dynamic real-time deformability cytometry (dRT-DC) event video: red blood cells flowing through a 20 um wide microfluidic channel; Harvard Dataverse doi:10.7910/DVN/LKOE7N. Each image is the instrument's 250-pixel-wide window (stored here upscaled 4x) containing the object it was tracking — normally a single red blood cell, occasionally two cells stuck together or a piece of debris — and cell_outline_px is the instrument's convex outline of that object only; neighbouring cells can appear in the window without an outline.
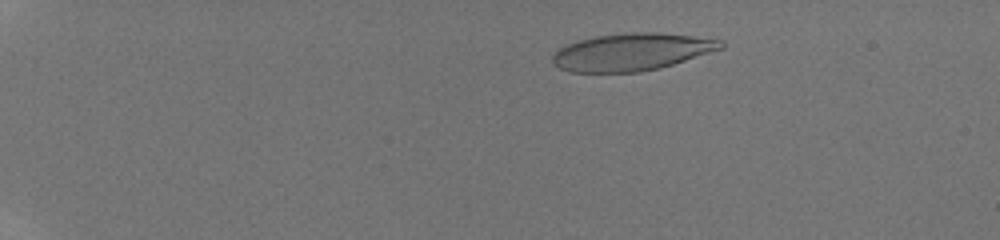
{"species": "human", "species_latin": "Homo sapiens", "temperature_condition": "room temperature", "stored_images_in_passage": 35, "camera_frame_rate_fps": 3000, "um_per_image_px": 0.085, "donor": {"sex": "male"}, "frame": {"image": 1, "passage_image": 11, "time_ms": 3.333, "image_size_px": [1000, 240], "cell_outline_px": [[724, 48], [660, 68], [640, 72], [568, 72], [552, 64], [552, 56], [560, 48], [576, 40], [596, 36], [632, 32], [656, 32], [692, 36], [724, 40]], "centroid_in_image_um": [53.69, 4.42], "position_along_channel_um": 31.3, "area_um2": 36.65}}
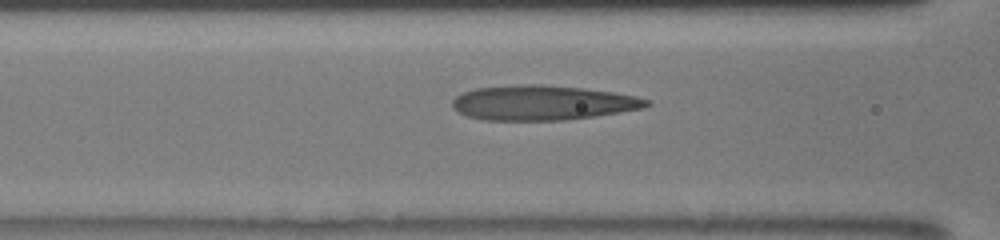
{"frame": {"image": 2, "passage_image": 26, "time_ms": 8.333, "image_size_px": [1000, 240], "cell_outline_px": [[652, 104], [644, 108], [596, 116], [564, 120], [484, 120], [468, 116], [452, 108], [452, 100], [456, 96], [464, 92], [476, 88], [520, 84], [540, 84], [584, 88], [612, 92], [636, 96], [648, 100]], "centroid_in_image_um": [46.12, 8.73], "position_along_channel_um": 120.5, "area_um2": 39.36}}
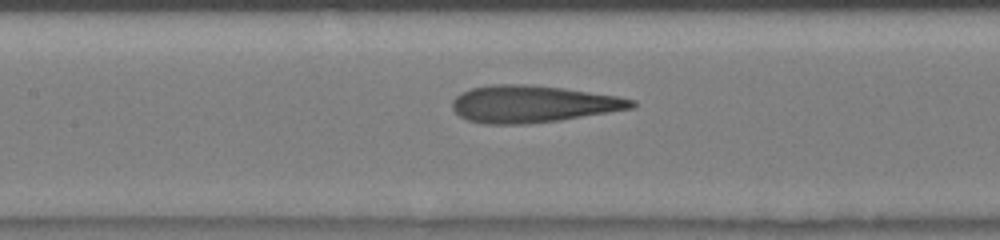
{"frame": {"image": 3, "passage_image": 30, "time_ms": 9.333, "image_size_px": [1000, 240], "cell_outline_px": [[636, 108], [560, 120], [524, 124], [484, 124], [468, 120], [460, 116], [452, 108], [452, 100], [460, 92], [472, 88], [492, 84], [528, 84], [564, 88], [620, 96], [636, 100]], "centroid_in_image_um": [45.31, 8.83], "position_along_channel_um": 162.1, "area_um2": 39.02}}